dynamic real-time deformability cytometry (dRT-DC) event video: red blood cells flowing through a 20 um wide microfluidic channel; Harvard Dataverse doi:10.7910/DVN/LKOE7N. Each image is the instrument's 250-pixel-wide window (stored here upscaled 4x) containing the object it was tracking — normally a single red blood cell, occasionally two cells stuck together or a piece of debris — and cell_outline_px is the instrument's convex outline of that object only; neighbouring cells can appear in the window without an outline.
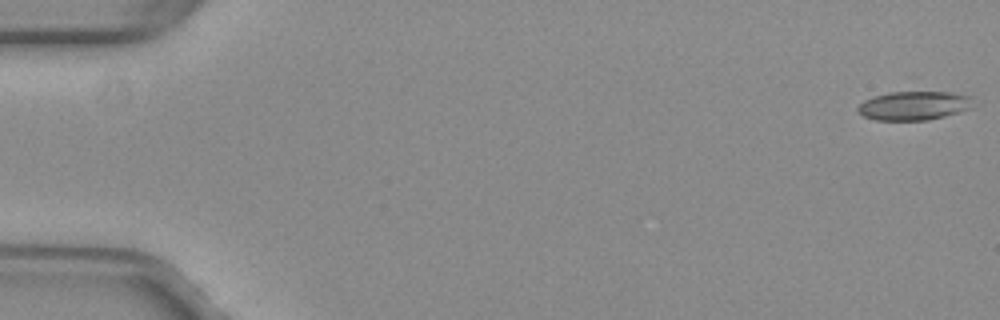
{"species": "common noctule bat (a hibernating species)", "species_latin": "Nyctalus noctula", "temperature_condition": "warm", "stored_images_in_passage": 52, "camera_frame_rate_fps": 3000, "um_per_image_px": 0.085, "animal": {"sex": "female", "body_mass_g": 29.2, "forearm_length_mm": 56.3}, "frame": {"image": 1, "passage_image": 1, "time_ms": 0.0, "image_size_px": [1000, 320], "cell_outline_px": [[980, 104], [972, 108], [960, 112], [928, 120], [876, 120], [864, 116], [856, 112], [856, 108], [864, 100], [872, 96], [888, 92], [952, 92], [972, 96]], "centroid_in_image_um": [77.76, 8.97], "position_along_channel_um": 7.2, "area_um2": 19.94}}
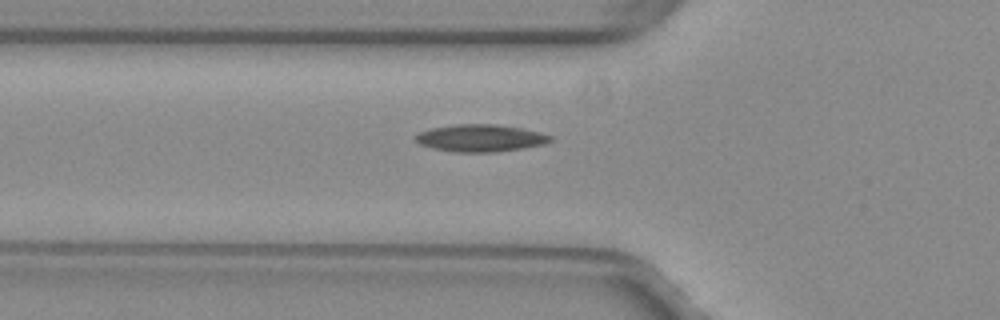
{"frame": {"image": 2, "passage_image": 19, "time_ms": 6.0, "image_size_px": [1000, 320], "cell_outline_px": [[552, 140], [544, 144], [524, 148], [496, 152], [456, 152], [432, 148], [420, 144], [416, 140], [416, 136], [420, 132], [432, 128], [456, 124], [496, 124], [520, 128], [540, 132], [552, 136]], "centroid_in_image_um": [40.87, 11.74], "position_along_channel_um": 84.9, "area_um2": 21.27}}
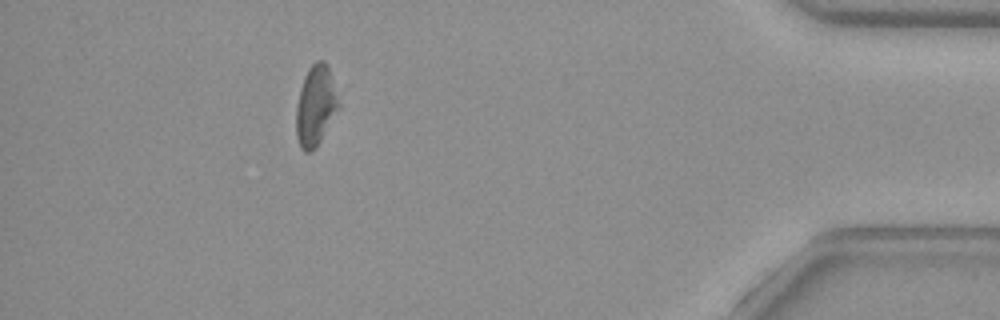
{"frame": {"image": 3, "passage_image": 47, "time_ms": 15.333, "image_size_px": [1000, 320], "cell_outline_px": [[340, 108], [316, 148], [312, 152], [304, 152], [300, 148], [296, 136], [296, 104], [300, 88], [304, 76], [308, 68], [316, 60], [324, 60], [328, 64], [340, 104]], "centroid_in_image_um": [26.83, 8.99], "position_along_channel_um": 408.4, "area_um2": 20.29}}